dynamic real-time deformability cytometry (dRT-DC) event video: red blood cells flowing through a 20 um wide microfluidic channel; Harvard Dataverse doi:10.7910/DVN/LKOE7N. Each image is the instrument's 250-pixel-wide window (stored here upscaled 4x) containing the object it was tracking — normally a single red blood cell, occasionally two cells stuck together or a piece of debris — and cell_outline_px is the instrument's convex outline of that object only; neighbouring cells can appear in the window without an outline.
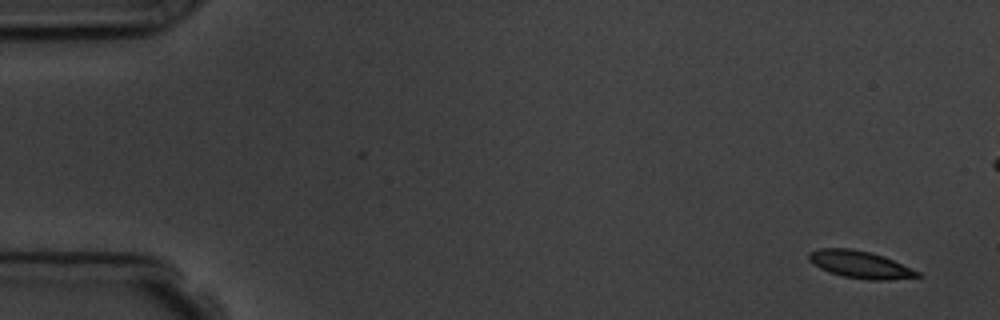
{"species": "common noctule bat (a hibernating species)", "species_latin": "Nyctalus noctula", "temperature_condition": "room temperature", "stored_images_in_passage": 6, "camera_frame_rate_fps": 3000, "um_per_image_px": 0.085, "animal": {"sex": "male", "body_mass_g": 19.5, "forearm_length_mm": 54.6}, "frame": {"image": 1, "passage_image": 1, "time_ms": 0.0, "image_size_px": [1000, 320], "cell_outline_px": [[924, 276], [888, 280], [868, 280], [844, 276], [828, 272], [812, 264], [808, 260], [808, 252], [820, 248], [848, 248], [872, 252], [884, 256], [920, 272]], "centroid_in_image_um": [73.1, 22.48], "position_along_channel_um": 11.9, "area_um2": 17.4}}